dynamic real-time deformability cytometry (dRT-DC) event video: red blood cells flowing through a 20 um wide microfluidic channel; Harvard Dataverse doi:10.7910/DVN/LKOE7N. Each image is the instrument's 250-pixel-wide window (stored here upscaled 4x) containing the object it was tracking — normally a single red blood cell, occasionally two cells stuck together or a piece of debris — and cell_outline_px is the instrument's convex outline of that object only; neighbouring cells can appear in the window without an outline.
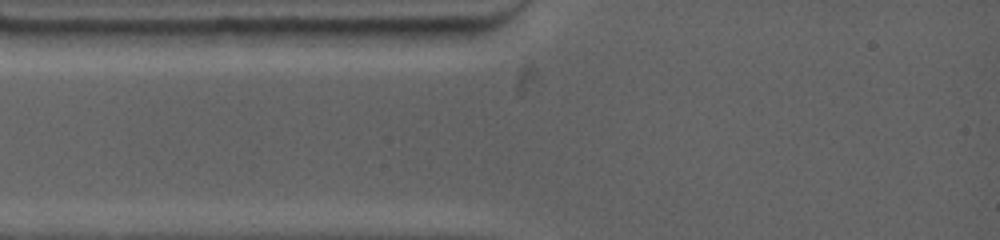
{"species": "common noctule bat (a hibernating species)", "species_latin": "Nyctalus noctula", "temperature_condition": "warm", "stored_images_in_passage": 1, "camera_frame_rate_fps": 4500, "um_per_image_px": 0.085, "animal": {"sex": "female", "body_mass_g": 19.0, "forearm_length_mm": 53.3}, "frame": {"image": 1, "passage_image": 1, "time_ms": 0.0, "image_size_px": [1000, 240], "cell_outline_px": [[476, 36], [448, 44], [428, 48], [388, 48], [344, 44], [328, 28], [472, 28], [476, 32]], "centroid_in_image_um": [34.2, 3.13], "position_along_channel_um": 50.8, "area_um2": 17.4}}